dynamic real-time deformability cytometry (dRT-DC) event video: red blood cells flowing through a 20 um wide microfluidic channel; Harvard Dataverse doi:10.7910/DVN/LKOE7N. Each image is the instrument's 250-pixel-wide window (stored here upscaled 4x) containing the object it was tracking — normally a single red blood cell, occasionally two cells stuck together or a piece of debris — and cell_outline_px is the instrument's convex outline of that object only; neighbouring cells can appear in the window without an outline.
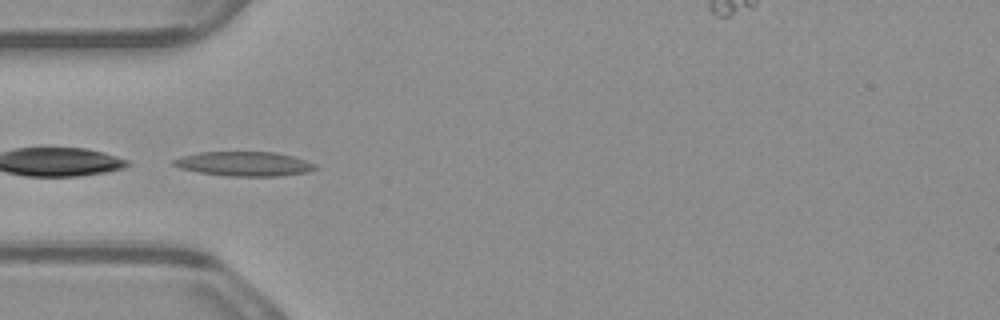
{"species": "common noctule bat (a hibernating species)", "species_latin": "Nyctalus noctula", "temperature_condition": "warm", "stored_images_in_passage": 4, "camera_frame_rate_fps": 3000, "um_per_image_px": 0.085, "animal": {"sex": "male", "body_mass_g": 23.1, "forearm_length_mm": 52.7}, "frame": {"image": 1, "passage_image": 3, "time_ms": 0.667, "image_size_px": [1000, 320], "cell_outline_px": [[316, 168], [308, 172], [280, 176], [224, 176], [196, 172], [180, 168], [172, 164], [172, 160], [180, 156], [200, 152], [276, 152], [292, 156], [316, 164]], "centroid_in_image_um": [20.71, 13.93], "position_along_channel_um": 64.3, "area_um2": 20.29}}
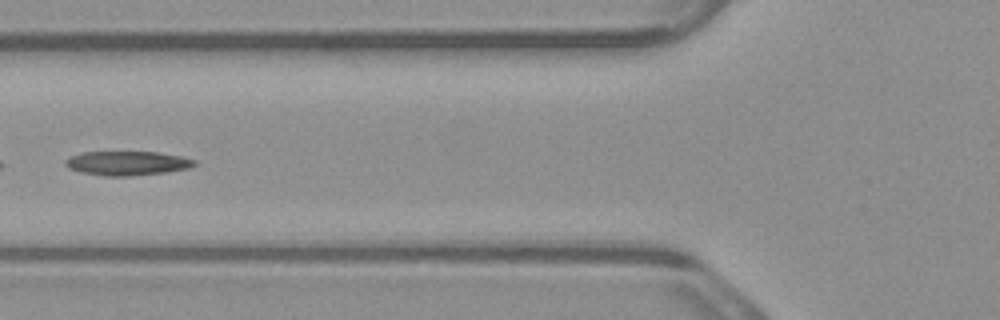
{"frame": {"image": 2, "passage_image": 4, "time_ms": 1.0, "image_size_px": [1000, 320], "cell_outline_px": [[196, 164], [188, 168], [168, 172], [128, 176], [104, 176], [80, 172], [68, 168], [64, 164], [64, 160], [80, 152], [156, 152], [180, 156], [196, 160]], "centroid_in_image_um": [10.78, 13.87], "position_along_channel_um": 115.0, "area_um2": 18.21}}